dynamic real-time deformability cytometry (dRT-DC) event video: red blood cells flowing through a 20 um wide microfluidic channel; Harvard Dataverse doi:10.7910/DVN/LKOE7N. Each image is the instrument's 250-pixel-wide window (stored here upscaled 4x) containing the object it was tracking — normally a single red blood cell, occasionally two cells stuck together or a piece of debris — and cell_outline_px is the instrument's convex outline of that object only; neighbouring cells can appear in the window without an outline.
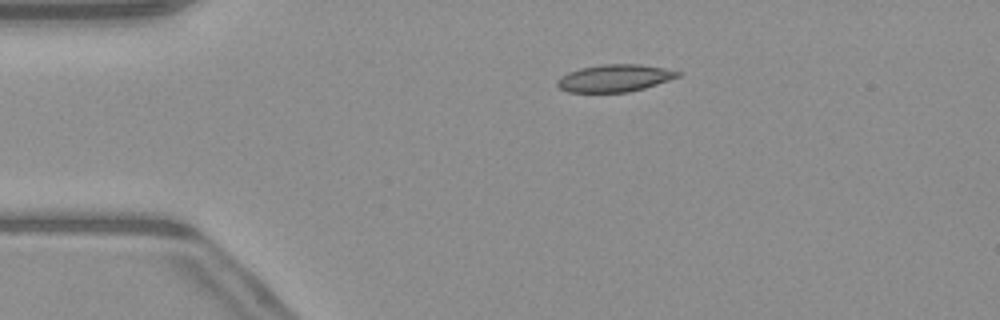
{"species": "common noctule bat (a hibernating species)", "species_latin": "Nyctalus noctula", "temperature_condition": "warm", "stored_images_in_passage": 51, "camera_frame_rate_fps": 3000, "um_per_image_px": 0.085, "animal": {"sex": "male", "body_mass_g": 23.1, "forearm_length_mm": 52.7}, "frame": {"image": 1, "passage_image": 11, "time_ms": 3.333, "image_size_px": [1000, 320], "cell_outline_px": [[680, 76], [644, 88], [628, 92], [568, 92], [560, 88], [556, 84], [556, 80], [560, 76], [568, 72], [580, 68], [604, 64], [640, 64], [664, 68], [680, 72]], "centroid_in_image_um": [52.2, 6.64], "position_along_channel_um": 32.8, "area_um2": 19.07}}
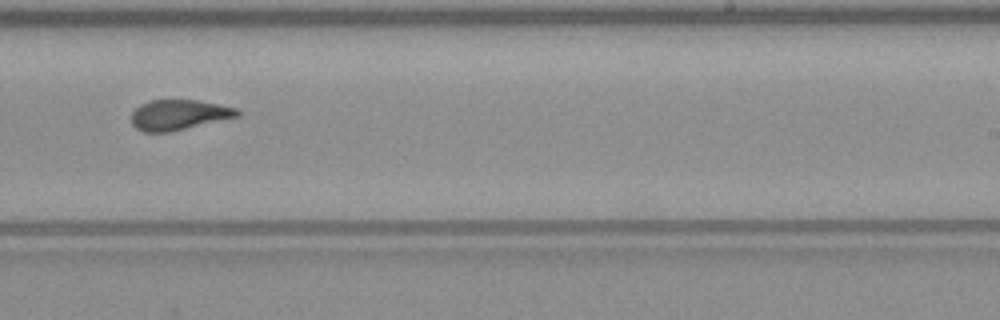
{"frame": {"image": 2, "passage_image": 32, "time_ms": 10.333, "image_size_px": [1000, 320], "cell_outline_px": [[240, 116], [172, 132], [144, 132], [136, 128], [132, 124], [132, 112], [140, 104], [152, 100], [196, 100], [220, 104], [236, 108], [240, 112]], "centroid_in_image_um": [15.21, 9.77], "position_along_channel_um": 273.8, "area_um2": 18.79}}
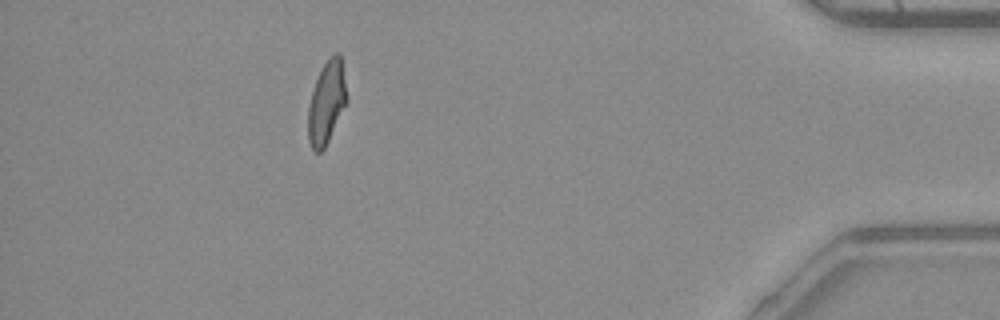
{"frame": {"image": 3, "passage_image": 46, "time_ms": 15.0, "image_size_px": [1000, 320], "cell_outline_px": [[348, 100], [324, 148], [320, 152], [316, 152], [312, 148], [308, 140], [308, 108], [312, 92], [316, 80], [328, 56], [332, 52], [340, 52], [348, 96]], "centroid_in_image_um": [27.78, 8.66], "position_along_channel_um": 407.4, "area_um2": 18.61}, "authors_computed_cell_mechanics": {"area_um2": 19.1318, "velocity_mm_per_s": 4.0838, "shape_relaxation_time_tau1_ms": null, "shape_relaxation_time_tau2_ms": 1.5075, "deformation_change_tau1": null, "deformation_change_tau2": 0.0833}}